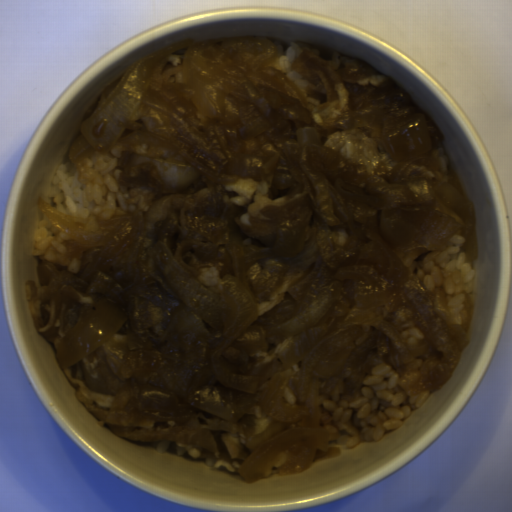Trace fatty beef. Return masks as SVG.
Returning a JSON list of instances; mask_svg holds the SVG:
<instances>
[{
  "label": "fatty beef",
  "mask_w": 512,
  "mask_h": 512,
  "mask_svg": "<svg viewBox=\"0 0 512 512\" xmlns=\"http://www.w3.org/2000/svg\"><path fill=\"white\" fill-rule=\"evenodd\" d=\"M280 68L273 38L189 40L146 57L139 106L110 150L120 182L149 194L146 210L84 232L39 197L69 237L78 272L37 256L25 284L36 332L61 340L99 303L124 323L63 368L74 393L116 436L238 473L260 445L295 423L268 418L277 372L281 403L299 406L319 383L361 398L386 365L410 395L448 381L468 344L467 294L452 324L446 290H428L414 261L454 235L471 265L476 210L434 122L360 58L296 42ZM143 60V61H144ZM191 164L170 190L156 166L129 174L131 154Z\"/></svg>",
  "instance_id": "fatty-beef-1"
},
{
  "label": "fatty beef",
  "mask_w": 512,
  "mask_h": 512,
  "mask_svg": "<svg viewBox=\"0 0 512 512\" xmlns=\"http://www.w3.org/2000/svg\"><path fill=\"white\" fill-rule=\"evenodd\" d=\"M289 458H290L289 453L284 452L282 454H279L278 457L276 458V460L272 463V465L261 476L269 477V476H274V475L280 473L281 469L288 462Z\"/></svg>",
  "instance_id": "fatty-beef-2"
}]
</instances>
